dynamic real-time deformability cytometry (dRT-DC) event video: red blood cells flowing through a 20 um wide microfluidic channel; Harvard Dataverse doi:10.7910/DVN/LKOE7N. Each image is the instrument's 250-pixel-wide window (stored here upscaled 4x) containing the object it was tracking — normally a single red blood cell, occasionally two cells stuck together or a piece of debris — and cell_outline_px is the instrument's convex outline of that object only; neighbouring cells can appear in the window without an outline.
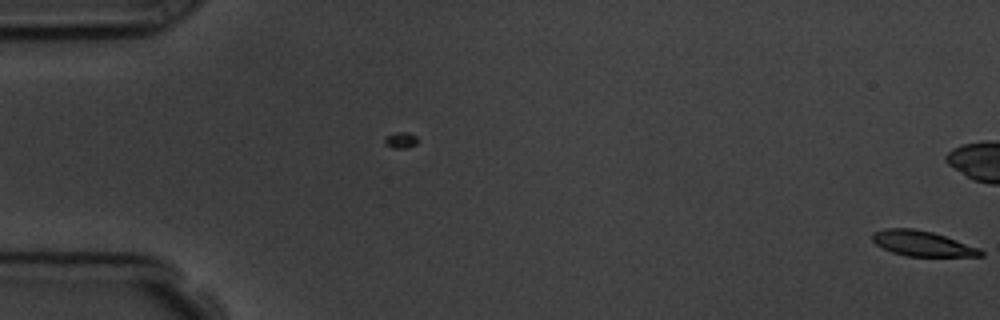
{"species": "common noctule bat (a hibernating species)", "species_latin": "Nyctalus noctula", "temperature_condition": "room temperature", "stored_images_in_passage": 6, "camera_frame_rate_fps": 3000, "um_per_image_px": 0.085, "animal": {"sex": "male", "body_mass_g": 19.5, "forearm_length_mm": 54.6}, "frame": {"image": 1, "passage_image": 6, "time_ms": 1.667, "image_size_px": [1000, 320], "cell_outline_px": [[984, 256], [908, 256], [892, 252], [876, 244], [872, 240], [872, 232], [888, 228], [912, 228], [932, 232], [980, 248], [984, 252]], "centroid_in_image_um": [78.4, 20.7], "position_along_channel_um": 6.6, "area_um2": 15.78}}